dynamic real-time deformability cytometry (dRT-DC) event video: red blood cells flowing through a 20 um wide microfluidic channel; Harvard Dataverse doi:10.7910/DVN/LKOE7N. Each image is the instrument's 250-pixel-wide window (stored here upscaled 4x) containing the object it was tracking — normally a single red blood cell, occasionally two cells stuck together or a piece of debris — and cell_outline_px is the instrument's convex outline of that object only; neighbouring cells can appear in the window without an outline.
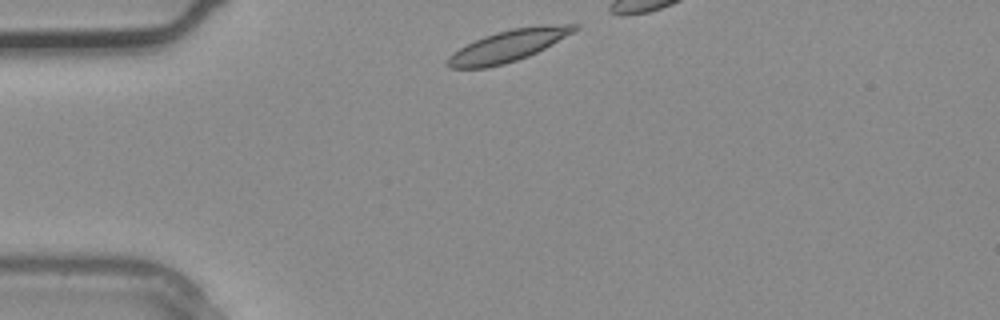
{"species": "common noctule bat (a hibernating species)", "species_latin": "Nyctalus noctula", "temperature_condition": "warm", "stored_images_in_passage": 2, "camera_frame_rate_fps": 3000, "um_per_image_px": 0.085, "animal": {"sex": "male", "body_mass_g": 20.4}, "frame": {"image": 1, "passage_image": 1, "time_ms": 0.0, "image_size_px": [1000, 320], "cell_outline_px": [[580, 28], [552, 44], [528, 56], [504, 64], [488, 68], [452, 68], [448, 64], [448, 56], [452, 52], [484, 36], [496, 32], [512, 28], [564, 24], [580, 24]], "centroid_in_image_um": [43.2, 3.89], "position_along_channel_um": 41.8, "area_um2": 22.89}}